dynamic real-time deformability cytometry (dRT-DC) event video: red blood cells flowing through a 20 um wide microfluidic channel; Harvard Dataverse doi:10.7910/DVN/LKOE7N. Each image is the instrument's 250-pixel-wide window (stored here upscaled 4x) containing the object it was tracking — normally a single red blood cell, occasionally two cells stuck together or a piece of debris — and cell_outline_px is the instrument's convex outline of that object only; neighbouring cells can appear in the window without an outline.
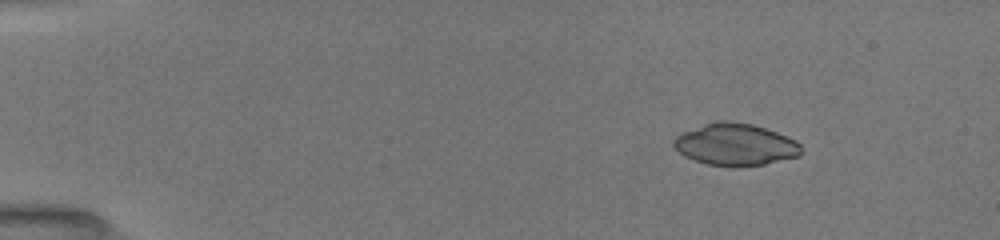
{"species": "common noctule bat (a hibernating species)", "species_latin": "Nyctalus noctula", "temperature_condition": "room temperature", "stored_images_in_passage": 7, "camera_frame_rate_fps": 3000, "um_per_image_px": 0.085, "animal": {"sex": "female", "body_mass_g": 19.5, "forearm_length_mm": 54.1}, "frame": {"image": 1, "passage_image": 3, "time_ms": 2.0, "image_size_px": [1000, 240], "cell_outline_px": [[804, 152], [800, 156], [764, 164], [740, 168], [732, 168], [708, 164], [684, 156], [672, 144], [672, 140], [676, 136], [684, 132], [704, 124], [716, 120], [728, 120], [752, 124], [776, 132], [796, 140], [800, 144]], "centroid_in_image_um": [62.54, 12.3], "position_along_channel_um": 22.5, "area_um2": 31.5}}